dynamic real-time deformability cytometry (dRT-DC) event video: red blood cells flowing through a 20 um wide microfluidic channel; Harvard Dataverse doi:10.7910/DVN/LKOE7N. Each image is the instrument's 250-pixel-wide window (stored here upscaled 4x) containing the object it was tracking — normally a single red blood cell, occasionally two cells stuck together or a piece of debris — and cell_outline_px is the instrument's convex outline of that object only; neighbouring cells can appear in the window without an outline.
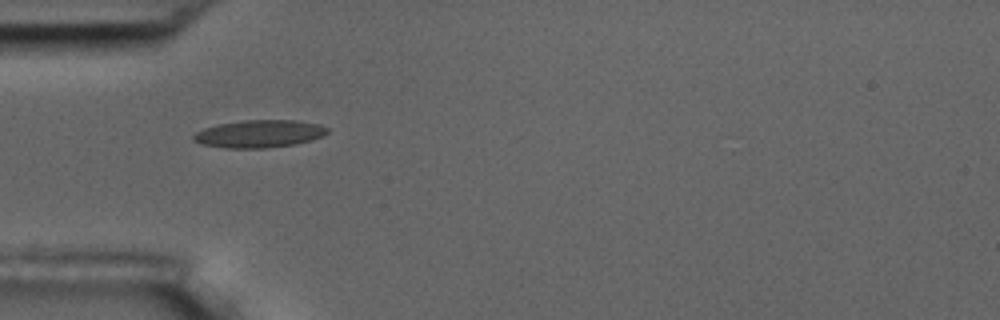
{"species": "common noctule bat (a hibernating species)", "species_latin": "Nyctalus noctula", "temperature_condition": "room temperature", "stored_images_in_passage": 5, "camera_frame_rate_fps": 3000, "um_per_image_px": 0.085, "animal": {"sex": "male", "body_mass_g": 17.5, "forearm_length_mm": 52.3}, "frame": {"image": 1, "passage_image": 1, "time_ms": 0.0, "image_size_px": [1000, 320], "cell_outline_px": [[328, 132], [312, 140], [296, 144], [264, 148], [224, 148], [200, 144], [192, 140], [192, 136], [196, 132], [204, 128], [220, 124], [244, 120], [296, 120], [320, 124], [328, 128]], "centroid_in_image_um": [22.02, 11.37], "position_along_channel_um": 63.0, "area_um2": 21.56}}
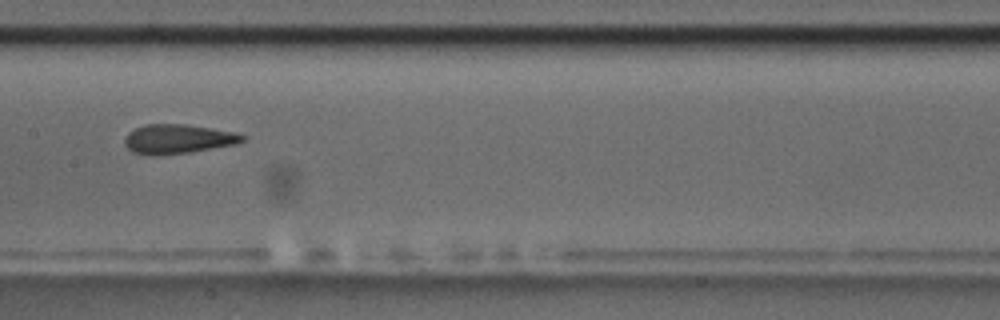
{"frame": {"image": 2, "passage_image": 4, "time_ms": 3.667, "image_size_px": [1000, 320], "cell_outline_px": [[244, 140], [236, 144], [192, 152], [152, 156], [132, 152], [124, 144], [124, 140], [128, 132], [144, 124], [184, 124], [212, 128], [236, 132], [244, 136]], "centroid_in_image_um": [15.1, 11.82], "position_along_channel_um": 192.3, "area_um2": 20.23}}
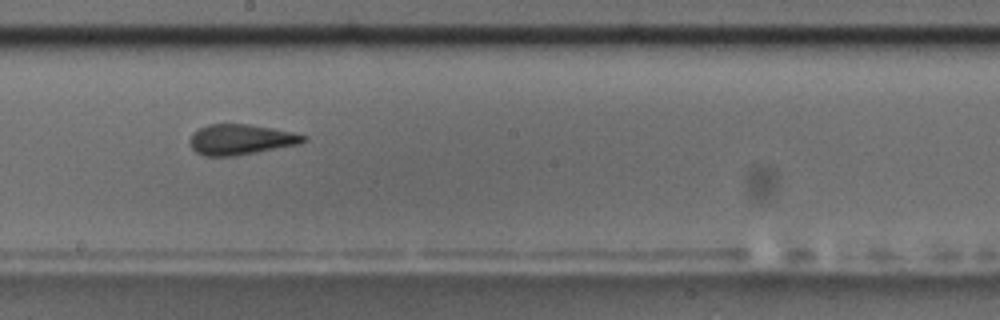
{"frame": {"image": 3, "passage_image": 5, "time_ms": 4.667, "image_size_px": [1000, 320], "cell_outline_px": [[308, 136], [300, 144], [256, 152], [232, 156], [204, 156], [196, 152], [192, 148], [192, 132], [208, 124], [248, 124], [272, 128], [292, 132]], "centroid_in_image_um": [20.47, 11.85], "position_along_channel_um": 227.7, "area_um2": 19.88}}